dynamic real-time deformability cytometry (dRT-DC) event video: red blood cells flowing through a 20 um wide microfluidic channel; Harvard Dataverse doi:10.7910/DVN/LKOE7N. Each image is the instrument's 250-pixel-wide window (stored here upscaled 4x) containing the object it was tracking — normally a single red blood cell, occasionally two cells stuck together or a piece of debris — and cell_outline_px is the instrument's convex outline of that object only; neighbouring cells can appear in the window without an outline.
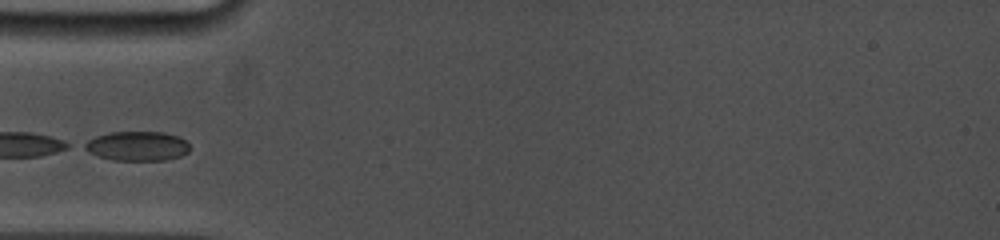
{"species": "common noctule bat (a hibernating species)", "species_latin": "Nyctalus noctula", "temperature_condition": "cold", "stored_images_in_passage": 4, "camera_frame_rate_fps": 5000, "um_per_image_px": 0.085, "animal": {"sex": "female", "body_mass_g": 19.0, "forearm_length_mm": 53.3}, "frame": {"image": 1, "passage_image": 1, "time_ms": 0.0, "image_size_px": [1000, 240], "cell_outline_px": [[192, 148], [188, 152], [180, 156], [168, 160], [112, 160], [88, 152], [80, 148], [80, 144], [96, 136], [108, 132], [164, 132], [180, 136]], "centroid_in_image_um": [11.64, 12.41], "position_along_channel_um": 73.4, "area_um2": 18.38}}